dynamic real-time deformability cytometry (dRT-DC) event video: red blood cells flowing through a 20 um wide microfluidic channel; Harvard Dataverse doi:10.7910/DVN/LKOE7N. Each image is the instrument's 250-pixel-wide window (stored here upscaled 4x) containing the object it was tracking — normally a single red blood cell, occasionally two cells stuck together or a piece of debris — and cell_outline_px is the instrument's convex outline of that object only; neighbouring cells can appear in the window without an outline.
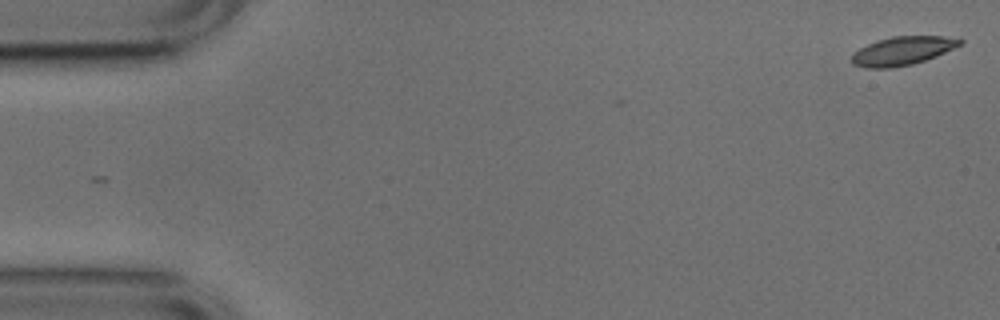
{"species": "common noctule bat (a hibernating species)", "species_latin": "Nyctalus noctula", "temperature_condition": "cold", "stored_images_in_passage": 2, "camera_frame_rate_fps": 3000, "um_per_image_px": 0.085, "animal": {"sex": "male", "body_mass_g": 17.9, "forearm_length_mm": 54.2}, "frame": {"image": 1, "passage_image": 2, "time_ms": 0.333, "image_size_px": [1000, 320], "cell_outline_px": [[964, 44], [936, 56], [912, 64], [892, 68], [864, 68], [852, 64], [852, 52], [876, 40], [892, 36], [960, 36], [964, 40]], "centroid_in_image_um": [76.76, 4.3], "position_along_channel_um": 8.2, "area_um2": 18.38}}